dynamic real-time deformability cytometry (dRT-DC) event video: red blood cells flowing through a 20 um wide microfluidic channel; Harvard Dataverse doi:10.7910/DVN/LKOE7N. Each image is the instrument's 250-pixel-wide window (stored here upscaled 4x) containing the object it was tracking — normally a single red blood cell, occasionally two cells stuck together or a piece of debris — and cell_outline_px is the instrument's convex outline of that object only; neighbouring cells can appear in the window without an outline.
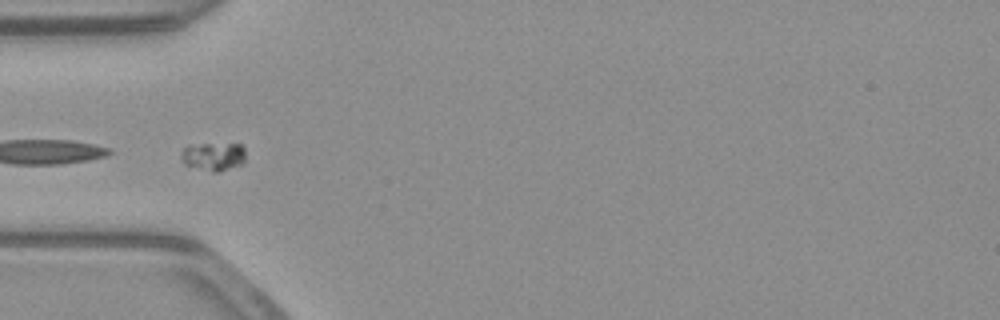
{"species": "common noctule bat (a hibernating species)", "species_latin": "Nyctalus noctula", "temperature_condition": "warm", "stored_images_in_passage": 42, "segment_of_instrument_passage": [2, 2], "camera_frame_rate_fps": 3000, "um_per_image_px": 0.085, "animal": {"sex": "male", "body_mass_g": 23.1, "forearm_length_mm": 52.7}, "frame": {"image": 1, "passage_image": 18, "time_ms": 5.667, "image_size_px": [1000, 320], "cell_outline_px": [[244, 164], [220, 172], [212, 172], [184, 164], [180, 160], [180, 156], [184, 148], [188, 144], [240, 144], [244, 148]], "centroid_in_image_um": [18.13, 13.3], "position_along_channel_um": 66.9, "area_um2": 10.81}}